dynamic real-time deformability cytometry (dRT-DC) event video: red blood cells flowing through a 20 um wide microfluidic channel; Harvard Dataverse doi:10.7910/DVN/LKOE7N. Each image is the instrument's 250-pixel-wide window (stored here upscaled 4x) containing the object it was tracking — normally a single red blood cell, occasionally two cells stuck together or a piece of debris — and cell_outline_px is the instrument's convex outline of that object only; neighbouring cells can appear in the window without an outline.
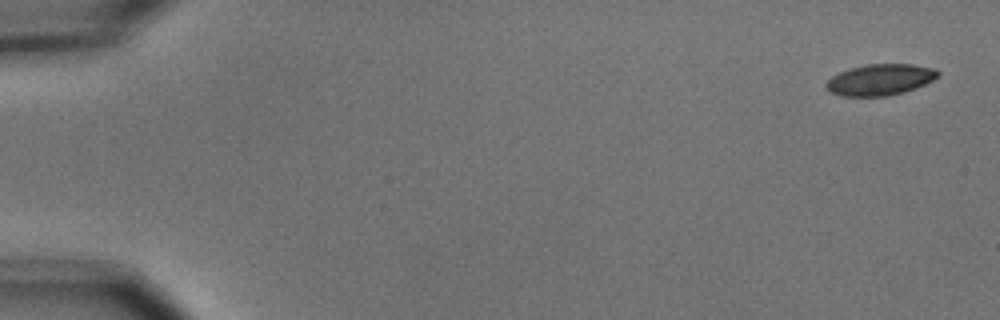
{"species": "common noctule bat (a hibernating species)", "species_latin": "Nyctalus noctula", "temperature_condition": "cold", "stored_images_in_passage": 11, "camera_frame_rate_fps": 3000, "um_per_image_px": 0.085, "animal": {"sex": "male", "body_mass_g": 15.6}, "frame": {"image": 1, "passage_image": 1, "time_ms": 0.0, "image_size_px": [1000, 320], "cell_outline_px": [[940, 76], [916, 88], [904, 92], [888, 96], [840, 96], [828, 92], [824, 84], [832, 76], [840, 72], [852, 68], [868, 64], [912, 64], [936, 68], [940, 72]], "centroid_in_image_um": [74.82, 6.78], "position_along_channel_um": 10.2, "area_um2": 20.46}}
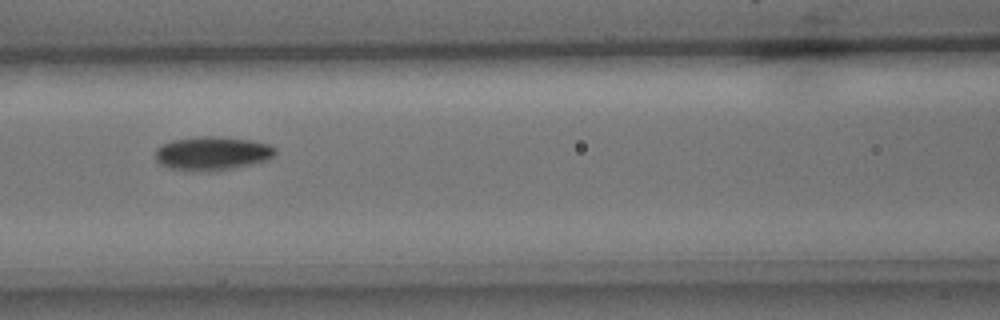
{"frame": {"image": 2, "passage_image": 7, "time_ms": 2.0, "image_size_px": [1000, 320], "cell_outline_px": [[276, 152], [268, 160], [252, 164], [212, 172], [200, 172], [168, 168], [160, 164], [156, 160], [156, 148], [160, 144], [172, 140], [204, 136], [212, 136], [252, 140], [268, 144], [276, 148]], "centroid_in_image_um": [18.02, 13.05], "position_along_channel_um": 148.6, "area_um2": 23.76}}
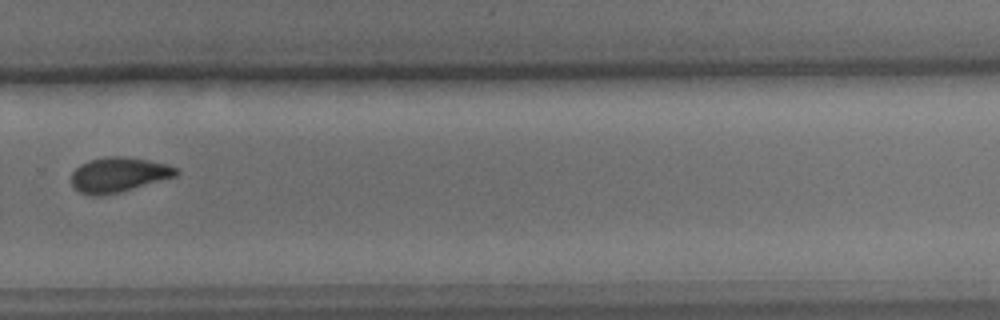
{"frame": {"image": 3, "passage_image": 11, "time_ms": 3.333, "image_size_px": [1000, 320], "cell_outline_px": [[180, 172], [176, 176], [120, 192], [100, 196], [92, 196], [80, 192], [72, 184], [72, 172], [80, 164], [88, 160], [104, 156], [124, 156], [148, 160], [168, 164], [176, 168]], "centroid_in_image_um": [10.07, 14.84], "position_along_channel_um": 319.7, "area_um2": 21.33}}